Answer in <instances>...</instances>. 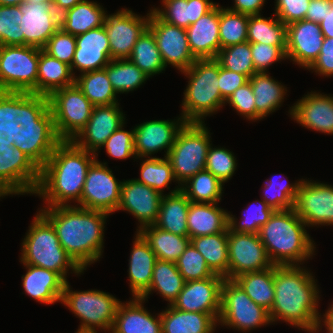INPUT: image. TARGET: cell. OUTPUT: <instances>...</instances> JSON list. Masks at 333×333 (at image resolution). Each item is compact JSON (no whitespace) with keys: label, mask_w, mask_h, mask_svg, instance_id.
Segmentation results:
<instances>
[{"label":"cell","mask_w":333,"mask_h":333,"mask_svg":"<svg viewBox=\"0 0 333 333\" xmlns=\"http://www.w3.org/2000/svg\"><path fill=\"white\" fill-rule=\"evenodd\" d=\"M39 211L51 222L61 246L83 271L99 261L110 214L76 205L44 206Z\"/></svg>","instance_id":"cell-1"},{"label":"cell","mask_w":333,"mask_h":333,"mask_svg":"<svg viewBox=\"0 0 333 333\" xmlns=\"http://www.w3.org/2000/svg\"><path fill=\"white\" fill-rule=\"evenodd\" d=\"M96 154L76 146L71 140H62L40 169V180L35 195L50 207L71 206L81 200L83 186ZM70 202V203H69Z\"/></svg>","instance_id":"cell-2"},{"label":"cell","mask_w":333,"mask_h":333,"mask_svg":"<svg viewBox=\"0 0 333 333\" xmlns=\"http://www.w3.org/2000/svg\"><path fill=\"white\" fill-rule=\"evenodd\" d=\"M315 276L300 265H274V302L271 323L288 322L296 328L309 327L322 316L318 311L321 295Z\"/></svg>","instance_id":"cell-3"},{"label":"cell","mask_w":333,"mask_h":333,"mask_svg":"<svg viewBox=\"0 0 333 333\" xmlns=\"http://www.w3.org/2000/svg\"><path fill=\"white\" fill-rule=\"evenodd\" d=\"M294 209L274 211L258 236L276 266L302 265L314 255L315 243Z\"/></svg>","instance_id":"cell-4"},{"label":"cell","mask_w":333,"mask_h":333,"mask_svg":"<svg viewBox=\"0 0 333 333\" xmlns=\"http://www.w3.org/2000/svg\"><path fill=\"white\" fill-rule=\"evenodd\" d=\"M21 244L22 264L56 272L66 282L69 270L77 276L84 272L66 253L53 225L40 211L35 215Z\"/></svg>","instance_id":"cell-5"},{"label":"cell","mask_w":333,"mask_h":333,"mask_svg":"<svg viewBox=\"0 0 333 333\" xmlns=\"http://www.w3.org/2000/svg\"><path fill=\"white\" fill-rule=\"evenodd\" d=\"M189 79L182 101L181 116L186 122L204 123L206 116L213 115L225 106L219 91V63L215 59H197L182 71Z\"/></svg>","instance_id":"cell-6"},{"label":"cell","mask_w":333,"mask_h":333,"mask_svg":"<svg viewBox=\"0 0 333 333\" xmlns=\"http://www.w3.org/2000/svg\"><path fill=\"white\" fill-rule=\"evenodd\" d=\"M210 138V130L205 122H186L178 132L166 158L171 163L179 186L205 170L208 150L212 144Z\"/></svg>","instance_id":"cell-7"},{"label":"cell","mask_w":333,"mask_h":333,"mask_svg":"<svg viewBox=\"0 0 333 333\" xmlns=\"http://www.w3.org/2000/svg\"><path fill=\"white\" fill-rule=\"evenodd\" d=\"M71 289L67 281L61 304L67 306L81 320L77 331L97 333V329H100L110 333L121 301L110 293L100 290L73 291Z\"/></svg>","instance_id":"cell-8"},{"label":"cell","mask_w":333,"mask_h":333,"mask_svg":"<svg viewBox=\"0 0 333 333\" xmlns=\"http://www.w3.org/2000/svg\"><path fill=\"white\" fill-rule=\"evenodd\" d=\"M40 50L28 45L0 46V91L37 94Z\"/></svg>","instance_id":"cell-9"},{"label":"cell","mask_w":333,"mask_h":333,"mask_svg":"<svg viewBox=\"0 0 333 333\" xmlns=\"http://www.w3.org/2000/svg\"><path fill=\"white\" fill-rule=\"evenodd\" d=\"M271 324L267 310L256 304L234 280L224 279L218 325L246 333Z\"/></svg>","instance_id":"cell-10"},{"label":"cell","mask_w":333,"mask_h":333,"mask_svg":"<svg viewBox=\"0 0 333 333\" xmlns=\"http://www.w3.org/2000/svg\"><path fill=\"white\" fill-rule=\"evenodd\" d=\"M54 127L61 140H72L86 125L94 105L74 83L49 97Z\"/></svg>","instance_id":"cell-11"},{"label":"cell","mask_w":333,"mask_h":333,"mask_svg":"<svg viewBox=\"0 0 333 333\" xmlns=\"http://www.w3.org/2000/svg\"><path fill=\"white\" fill-rule=\"evenodd\" d=\"M14 142L0 141V192L32 195L40 180V168Z\"/></svg>","instance_id":"cell-12"},{"label":"cell","mask_w":333,"mask_h":333,"mask_svg":"<svg viewBox=\"0 0 333 333\" xmlns=\"http://www.w3.org/2000/svg\"><path fill=\"white\" fill-rule=\"evenodd\" d=\"M118 181L107 163L96 159L88 169L81 200L76 206L108 214L115 213L123 183Z\"/></svg>","instance_id":"cell-13"},{"label":"cell","mask_w":333,"mask_h":333,"mask_svg":"<svg viewBox=\"0 0 333 333\" xmlns=\"http://www.w3.org/2000/svg\"><path fill=\"white\" fill-rule=\"evenodd\" d=\"M228 279L247 272H259L273 266L258 234L228 230Z\"/></svg>","instance_id":"cell-14"},{"label":"cell","mask_w":333,"mask_h":333,"mask_svg":"<svg viewBox=\"0 0 333 333\" xmlns=\"http://www.w3.org/2000/svg\"><path fill=\"white\" fill-rule=\"evenodd\" d=\"M149 19L150 11L142 17L127 8L106 15L104 27L111 59H128L131 56L136 41L148 28Z\"/></svg>","instance_id":"cell-15"},{"label":"cell","mask_w":333,"mask_h":333,"mask_svg":"<svg viewBox=\"0 0 333 333\" xmlns=\"http://www.w3.org/2000/svg\"><path fill=\"white\" fill-rule=\"evenodd\" d=\"M307 227L333 225V185L302 179L294 203Z\"/></svg>","instance_id":"cell-16"},{"label":"cell","mask_w":333,"mask_h":333,"mask_svg":"<svg viewBox=\"0 0 333 333\" xmlns=\"http://www.w3.org/2000/svg\"><path fill=\"white\" fill-rule=\"evenodd\" d=\"M148 29L155 37L165 68L172 65L182 72L197 60L191 53L185 28L164 22L150 9Z\"/></svg>","instance_id":"cell-17"},{"label":"cell","mask_w":333,"mask_h":333,"mask_svg":"<svg viewBox=\"0 0 333 333\" xmlns=\"http://www.w3.org/2000/svg\"><path fill=\"white\" fill-rule=\"evenodd\" d=\"M61 141L49 109L38 121L18 126L17 141H14L13 146L19 148L41 169Z\"/></svg>","instance_id":"cell-18"},{"label":"cell","mask_w":333,"mask_h":333,"mask_svg":"<svg viewBox=\"0 0 333 333\" xmlns=\"http://www.w3.org/2000/svg\"><path fill=\"white\" fill-rule=\"evenodd\" d=\"M224 279L215 274L202 280L186 281L171 306L181 311L210 314L218 322Z\"/></svg>","instance_id":"cell-19"},{"label":"cell","mask_w":333,"mask_h":333,"mask_svg":"<svg viewBox=\"0 0 333 333\" xmlns=\"http://www.w3.org/2000/svg\"><path fill=\"white\" fill-rule=\"evenodd\" d=\"M119 103L94 106L87 125L71 140L76 146L96 154L106 140L125 123Z\"/></svg>","instance_id":"cell-20"},{"label":"cell","mask_w":333,"mask_h":333,"mask_svg":"<svg viewBox=\"0 0 333 333\" xmlns=\"http://www.w3.org/2000/svg\"><path fill=\"white\" fill-rule=\"evenodd\" d=\"M185 123L184 118L178 116L173 120H150L136 125L134 127L136 159L152 157V154L162 150H165L164 157H167L178 132Z\"/></svg>","instance_id":"cell-21"},{"label":"cell","mask_w":333,"mask_h":333,"mask_svg":"<svg viewBox=\"0 0 333 333\" xmlns=\"http://www.w3.org/2000/svg\"><path fill=\"white\" fill-rule=\"evenodd\" d=\"M23 14L20 30L24 45L43 48L50 37L60 28V15L53 8V1L41 3L25 1L20 6Z\"/></svg>","instance_id":"cell-22"},{"label":"cell","mask_w":333,"mask_h":333,"mask_svg":"<svg viewBox=\"0 0 333 333\" xmlns=\"http://www.w3.org/2000/svg\"><path fill=\"white\" fill-rule=\"evenodd\" d=\"M162 194L135 179L123 180L117 211H127L139 222L138 229L154 225L158 219Z\"/></svg>","instance_id":"cell-23"},{"label":"cell","mask_w":333,"mask_h":333,"mask_svg":"<svg viewBox=\"0 0 333 333\" xmlns=\"http://www.w3.org/2000/svg\"><path fill=\"white\" fill-rule=\"evenodd\" d=\"M324 35L319 23L300 20L287 25V59L302 68H309L317 59Z\"/></svg>","instance_id":"cell-24"},{"label":"cell","mask_w":333,"mask_h":333,"mask_svg":"<svg viewBox=\"0 0 333 333\" xmlns=\"http://www.w3.org/2000/svg\"><path fill=\"white\" fill-rule=\"evenodd\" d=\"M290 117L316 132L333 135V96L311 91L290 107Z\"/></svg>","instance_id":"cell-25"},{"label":"cell","mask_w":333,"mask_h":333,"mask_svg":"<svg viewBox=\"0 0 333 333\" xmlns=\"http://www.w3.org/2000/svg\"><path fill=\"white\" fill-rule=\"evenodd\" d=\"M75 37L76 50L70 66L73 75L75 76L74 70L82 74L104 69L111 60L109 40L104 25Z\"/></svg>","instance_id":"cell-26"},{"label":"cell","mask_w":333,"mask_h":333,"mask_svg":"<svg viewBox=\"0 0 333 333\" xmlns=\"http://www.w3.org/2000/svg\"><path fill=\"white\" fill-rule=\"evenodd\" d=\"M186 33L196 59H215L220 51L219 4L190 25Z\"/></svg>","instance_id":"cell-27"},{"label":"cell","mask_w":333,"mask_h":333,"mask_svg":"<svg viewBox=\"0 0 333 333\" xmlns=\"http://www.w3.org/2000/svg\"><path fill=\"white\" fill-rule=\"evenodd\" d=\"M144 302L139 297L121 301L110 333H162L160 313L151 314L144 308Z\"/></svg>","instance_id":"cell-28"},{"label":"cell","mask_w":333,"mask_h":333,"mask_svg":"<svg viewBox=\"0 0 333 333\" xmlns=\"http://www.w3.org/2000/svg\"><path fill=\"white\" fill-rule=\"evenodd\" d=\"M23 266L27 269L22 275L25 294L47 305L61 302L66 281L58 273L30 264Z\"/></svg>","instance_id":"cell-29"},{"label":"cell","mask_w":333,"mask_h":333,"mask_svg":"<svg viewBox=\"0 0 333 333\" xmlns=\"http://www.w3.org/2000/svg\"><path fill=\"white\" fill-rule=\"evenodd\" d=\"M135 235L127 272L132 298H140L149 289L157 257L144 237L137 231Z\"/></svg>","instance_id":"cell-30"},{"label":"cell","mask_w":333,"mask_h":333,"mask_svg":"<svg viewBox=\"0 0 333 333\" xmlns=\"http://www.w3.org/2000/svg\"><path fill=\"white\" fill-rule=\"evenodd\" d=\"M218 206V203L190 202L187 214L190 239L228 230V211Z\"/></svg>","instance_id":"cell-31"},{"label":"cell","mask_w":333,"mask_h":333,"mask_svg":"<svg viewBox=\"0 0 333 333\" xmlns=\"http://www.w3.org/2000/svg\"><path fill=\"white\" fill-rule=\"evenodd\" d=\"M190 200L181 191V186L175 187L162 196L156 227L179 236H188L187 214Z\"/></svg>","instance_id":"cell-32"},{"label":"cell","mask_w":333,"mask_h":333,"mask_svg":"<svg viewBox=\"0 0 333 333\" xmlns=\"http://www.w3.org/2000/svg\"><path fill=\"white\" fill-rule=\"evenodd\" d=\"M162 333H214L218 322L207 313L186 312L171 305L160 312Z\"/></svg>","instance_id":"cell-33"},{"label":"cell","mask_w":333,"mask_h":333,"mask_svg":"<svg viewBox=\"0 0 333 333\" xmlns=\"http://www.w3.org/2000/svg\"><path fill=\"white\" fill-rule=\"evenodd\" d=\"M216 4L212 0H162L161 9L152 7V11L164 22L187 29Z\"/></svg>","instance_id":"cell-34"},{"label":"cell","mask_w":333,"mask_h":333,"mask_svg":"<svg viewBox=\"0 0 333 333\" xmlns=\"http://www.w3.org/2000/svg\"><path fill=\"white\" fill-rule=\"evenodd\" d=\"M268 72L253 74L249 81L255 97L256 121L264 119L281 107L287 87L272 78Z\"/></svg>","instance_id":"cell-35"},{"label":"cell","mask_w":333,"mask_h":333,"mask_svg":"<svg viewBox=\"0 0 333 333\" xmlns=\"http://www.w3.org/2000/svg\"><path fill=\"white\" fill-rule=\"evenodd\" d=\"M107 11L100 3L83 0L60 14V28L77 36L104 25Z\"/></svg>","instance_id":"cell-36"},{"label":"cell","mask_w":333,"mask_h":333,"mask_svg":"<svg viewBox=\"0 0 333 333\" xmlns=\"http://www.w3.org/2000/svg\"><path fill=\"white\" fill-rule=\"evenodd\" d=\"M74 83L75 76L71 67L51 57L41 49L38 63L37 94L49 97L55 90Z\"/></svg>","instance_id":"cell-37"},{"label":"cell","mask_w":333,"mask_h":333,"mask_svg":"<svg viewBox=\"0 0 333 333\" xmlns=\"http://www.w3.org/2000/svg\"><path fill=\"white\" fill-rule=\"evenodd\" d=\"M175 262L157 259L154 265L149 289L140 297L147 301L152 291L159 293L168 305H172L185 285Z\"/></svg>","instance_id":"cell-38"},{"label":"cell","mask_w":333,"mask_h":333,"mask_svg":"<svg viewBox=\"0 0 333 333\" xmlns=\"http://www.w3.org/2000/svg\"><path fill=\"white\" fill-rule=\"evenodd\" d=\"M190 242L202 254L208 267L228 279V230L213 235L191 238Z\"/></svg>","instance_id":"cell-39"},{"label":"cell","mask_w":333,"mask_h":333,"mask_svg":"<svg viewBox=\"0 0 333 333\" xmlns=\"http://www.w3.org/2000/svg\"><path fill=\"white\" fill-rule=\"evenodd\" d=\"M150 245L157 259L176 262L190 243L188 236H179L164 231L155 225L143 227L138 231Z\"/></svg>","instance_id":"cell-40"},{"label":"cell","mask_w":333,"mask_h":333,"mask_svg":"<svg viewBox=\"0 0 333 333\" xmlns=\"http://www.w3.org/2000/svg\"><path fill=\"white\" fill-rule=\"evenodd\" d=\"M233 280L256 304L270 312L274 302V265L263 271L243 273Z\"/></svg>","instance_id":"cell-41"},{"label":"cell","mask_w":333,"mask_h":333,"mask_svg":"<svg viewBox=\"0 0 333 333\" xmlns=\"http://www.w3.org/2000/svg\"><path fill=\"white\" fill-rule=\"evenodd\" d=\"M75 84L94 106L119 103L105 69L79 74Z\"/></svg>","instance_id":"cell-42"},{"label":"cell","mask_w":333,"mask_h":333,"mask_svg":"<svg viewBox=\"0 0 333 333\" xmlns=\"http://www.w3.org/2000/svg\"><path fill=\"white\" fill-rule=\"evenodd\" d=\"M247 41L272 46H287V25L276 15L274 18H265L261 14L251 15L248 20Z\"/></svg>","instance_id":"cell-43"},{"label":"cell","mask_w":333,"mask_h":333,"mask_svg":"<svg viewBox=\"0 0 333 333\" xmlns=\"http://www.w3.org/2000/svg\"><path fill=\"white\" fill-rule=\"evenodd\" d=\"M104 69L116 94L134 91L149 79L129 59H111Z\"/></svg>","instance_id":"cell-44"},{"label":"cell","mask_w":333,"mask_h":333,"mask_svg":"<svg viewBox=\"0 0 333 333\" xmlns=\"http://www.w3.org/2000/svg\"><path fill=\"white\" fill-rule=\"evenodd\" d=\"M224 184L207 170L196 173L181 185V191L195 203H220Z\"/></svg>","instance_id":"cell-45"},{"label":"cell","mask_w":333,"mask_h":333,"mask_svg":"<svg viewBox=\"0 0 333 333\" xmlns=\"http://www.w3.org/2000/svg\"><path fill=\"white\" fill-rule=\"evenodd\" d=\"M149 78L165 71L161 53L152 32L147 28L136 41L128 58Z\"/></svg>","instance_id":"cell-46"},{"label":"cell","mask_w":333,"mask_h":333,"mask_svg":"<svg viewBox=\"0 0 333 333\" xmlns=\"http://www.w3.org/2000/svg\"><path fill=\"white\" fill-rule=\"evenodd\" d=\"M143 160L140 166V178L135 180L164 195V189H170L168 185L171 181H176L170 161L166 157L156 156Z\"/></svg>","instance_id":"cell-47"},{"label":"cell","mask_w":333,"mask_h":333,"mask_svg":"<svg viewBox=\"0 0 333 333\" xmlns=\"http://www.w3.org/2000/svg\"><path fill=\"white\" fill-rule=\"evenodd\" d=\"M248 20L249 15L219 5L220 49L247 41Z\"/></svg>","instance_id":"cell-48"},{"label":"cell","mask_w":333,"mask_h":333,"mask_svg":"<svg viewBox=\"0 0 333 333\" xmlns=\"http://www.w3.org/2000/svg\"><path fill=\"white\" fill-rule=\"evenodd\" d=\"M278 176H272L269 180L267 179L263 184L262 200L274 211H283L287 209H294V203L297 197L298 188L302 179L297 180L294 183L290 181L275 180ZM290 183V184H289Z\"/></svg>","instance_id":"cell-49"},{"label":"cell","mask_w":333,"mask_h":333,"mask_svg":"<svg viewBox=\"0 0 333 333\" xmlns=\"http://www.w3.org/2000/svg\"><path fill=\"white\" fill-rule=\"evenodd\" d=\"M244 210L240 221L237 220L235 215L233 216L231 212H228L229 231L258 234L260 228L266 224L274 212L264 200L253 201Z\"/></svg>","instance_id":"cell-50"},{"label":"cell","mask_w":333,"mask_h":333,"mask_svg":"<svg viewBox=\"0 0 333 333\" xmlns=\"http://www.w3.org/2000/svg\"><path fill=\"white\" fill-rule=\"evenodd\" d=\"M215 60L221 67L245 75L248 79L256 72L251 55V44L246 41L220 49Z\"/></svg>","instance_id":"cell-51"},{"label":"cell","mask_w":333,"mask_h":333,"mask_svg":"<svg viewBox=\"0 0 333 333\" xmlns=\"http://www.w3.org/2000/svg\"><path fill=\"white\" fill-rule=\"evenodd\" d=\"M19 92L0 91V141H17Z\"/></svg>","instance_id":"cell-52"},{"label":"cell","mask_w":333,"mask_h":333,"mask_svg":"<svg viewBox=\"0 0 333 333\" xmlns=\"http://www.w3.org/2000/svg\"><path fill=\"white\" fill-rule=\"evenodd\" d=\"M175 263L185 281L202 280L215 275L191 242Z\"/></svg>","instance_id":"cell-53"},{"label":"cell","mask_w":333,"mask_h":333,"mask_svg":"<svg viewBox=\"0 0 333 333\" xmlns=\"http://www.w3.org/2000/svg\"><path fill=\"white\" fill-rule=\"evenodd\" d=\"M22 16L19 6H0V46L24 45L20 30Z\"/></svg>","instance_id":"cell-54"},{"label":"cell","mask_w":333,"mask_h":333,"mask_svg":"<svg viewBox=\"0 0 333 333\" xmlns=\"http://www.w3.org/2000/svg\"><path fill=\"white\" fill-rule=\"evenodd\" d=\"M234 153L225 147H209L205 170L211 172L223 184L234 175L237 163Z\"/></svg>","instance_id":"cell-55"},{"label":"cell","mask_w":333,"mask_h":333,"mask_svg":"<svg viewBox=\"0 0 333 333\" xmlns=\"http://www.w3.org/2000/svg\"><path fill=\"white\" fill-rule=\"evenodd\" d=\"M49 109L50 102L47 96L19 92V114L14 119L18 124L33 123Z\"/></svg>","instance_id":"cell-56"},{"label":"cell","mask_w":333,"mask_h":333,"mask_svg":"<svg viewBox=\"0 0 333 333\" xmlns=\"http://www.w3.org/2000/svg\"><path fill=\"white\" fill-rule=\"evenodd\" d=\"M42 50L51 57L71 66L76 50V37L59 28Z\"/></svg>","instance_id":"cell-57"},{"label":"cell","mask_w":333,"mask_h":333,"mask_svg":"<svg viewBox=\"0 0 333 333\" xmlns=\"http://www.w3.org/2000/svg\"><path fill=\"white\" fill-rule=\"evenodd\" d=\"M124 124L118 128L102 146L106 149V153L110 158L115 159H127L135 157L136 153L134 149V129L131 131L124 130Z\"/></svg>","instance_id":"cell-58"},{"label":"cell","mask_w":333,"mask_h":333,"mask_svg":"<svg viewBox=\"0 0 333 333\" xmlns=\"http://www.w3.org/2000/svg\"><path fill=\"white\" fill-rule=\"evenodd\" d=\"M254 68L257 73L268 72L273 63L287 59L286 46H272L264 43H250Z\"/></svg>","instance_id":"cell-59"},{"label":"cell","mask_w":333,"mask_h":333,"mask_svg":"<svg viewBox=\"0 0 333 333\" xmlns=\"http://www.w3.org/2000/svg\"><path fill=\"white\" fill-rule=\"evenodd\" d=\"M237 113L249 121H256L255 97L250 81L236 89L225 101Z\"/></svg>","instance_id":"cell-60"},{"label":"cell","mask_w":333,"mask_h":333,"mask_svg":"<svg viewBox=\"0 0 333 333\" xmlns=\"http://www.w3.org/2000/svg\"><path fill=\"white\" fill-rule=\"evenodd\" d=\"M276 17L285 25L304 20L310 0H275Z\"/></svg>","instance_id":"cell-61"},{"label":"cell","mask_w":333,"mask_h":333,"mask_svg":"<svg viewBox=\"0 0 333 333\" xmlns=\"http://www.w3.org/2000/svg\"><path fill=\"white\" fill-rule=\"evenodd\" d=\"M307 70L325 77L333 76V38L324 37L317 59Z\"/></svg>","instance_id":"cell-62"},{"label":"cell","mask_w":333,"mask_h":333,"mask_svg":"<svg viewBox=\"0 0 333 333\" xmlns=\"http://www.w3.org/2000/svg\"><path fill=\"white\" fill-rule=\"evenodd\" d=\"M249 79L240 73L227 70L219 64V91L221 96L227 100V98L239 87L247 83Z\"/></svg>","instance_id":"cell-63"},{"label":"cell","mask_w":333,"mask_h":333,"mask_svg":"<svg viewBox=\"0 0 333 333\" xmlns=\"http://www.w3.org/2000/svg\"><path fill=\"white\" fill-rule=\"evenodd\" d=\"M333 0H310V4L305 16L306 20L320 23L332 8Z\"/></svg>","instance_id":"cell-64"},{"label":"cell","mask_w":333,"mask_h":333,"mask_svg":"<svg viewBox=\"0 0 333 333\" xmlns=\"http://www.w3.org/2000/svg\"><path fill=\"white\" fill-rule=\"evenodd\" d=\"M265 4V0H234V5L230 8L227 7L228 10L246 14V15H259L261 14L262 7Z\"/></svg>","instance_id":"cell-65"},{"label":"cell","mask_w":333,"mask_h":333,"mask_svg":"<svg viewBox=\"0 0 333 333\" xmlns=\"http://www.w3.org/2000/svg\"><path fill=\"white\" fill-rule=\"evenodd\" d=\"M323 326L325 327V330L327 329L326 330L327 333H333V323L329 322L324 316L323 317L321 316L318 319L317 323L309 327H299L298 329L300 330L301 328L303 331L305 332L307 331L309 333H319Z\"/></svg>","instance_id":"cell-66"},{"label":"cell","mask_w":333,"mask_h":333,"mask_svg":"<svg viewBox=\"0 0 333 333\" xmlns=\"http://www.w3.org/2000/svg\"><path fill=\"white\" fill-rule=\"evenodd\" d=\"M324 37L333 38V5L330 12L327 13L320 23Z\"/></svg>","instance_id":"cell-67"},{"label":"cell","mask_w":333,"mask_h":333,"mask_svg":"<svg viewBox=\"0 0 333 333\" xmlns=\"http://www.w3.org/2000/svg\"><path fill=\"white\" fill-rule=\"evenodd\" d=\"M53 8L60 15L83 0H52Z\"/></svg>","instance_id":"cell-68"},{"label":"cell","mask_w":333,"mask_h":333,"mask_svg":"<svg viewBox=\"0 0 333 333\" xmlns=\"http://www.w3.org/2000/svg\"><path fill=\"white\" fill-rule=\"evenodd\" d=\"M25 0H0V6H20Z\"/></svg>","instance_id":"cell-69"},{"label":"cell","mask_w":333,"mask_h":333,"mask_svg":"<svg viewBox=\"0 0 333 333\" xmlns=\"http://www.w3.org/2000/svg\"><path fill=\"white\" fill-rule=\"evenodd\" d=\"M329 322L333 323V301L323 315Z\"/></svg>","instance_id":"cell-70"},{"label":"cell","mask_w":333,"mask_h":333,"mask_svg":"<svg viewBox=\"0 0 333 333\" xmlns=\"http://www.w3.org/2000/svg\"><path fill=\"white\" fill-rule=\"evenodd\" d=\"M25 1H30L32 3H41V2H46L47 0H25Z\"/></svg>","instance_id":"cell-71"},{"label":"cell","mask_w":333,"mask_h":333,"mask_svg":"<svg viewBox=\"0 0 333 333\" xmlns=\"http://www.w3.org/2000/svg\"><path fill=\"white\" fill-rule=\"evenodd\" d=\"M5 196H8V195L5 194V193L0 192V198H3V197H5Z\"/></svg>","instance_id":"cell-72"},{"label":"cell","mask_w":333,"mask_h":333,"mask_svg":"<svg viewBox=\"0 0 333 333\" xmlns=\"http://www.w3.org/2000/svg\"><path fill=\"white\" fill-rule=\"evenodd\" d=\"M75 333H96V332H80V331H76Z\"/></svg>","instance_id":"cell-73"}]
</instances>
